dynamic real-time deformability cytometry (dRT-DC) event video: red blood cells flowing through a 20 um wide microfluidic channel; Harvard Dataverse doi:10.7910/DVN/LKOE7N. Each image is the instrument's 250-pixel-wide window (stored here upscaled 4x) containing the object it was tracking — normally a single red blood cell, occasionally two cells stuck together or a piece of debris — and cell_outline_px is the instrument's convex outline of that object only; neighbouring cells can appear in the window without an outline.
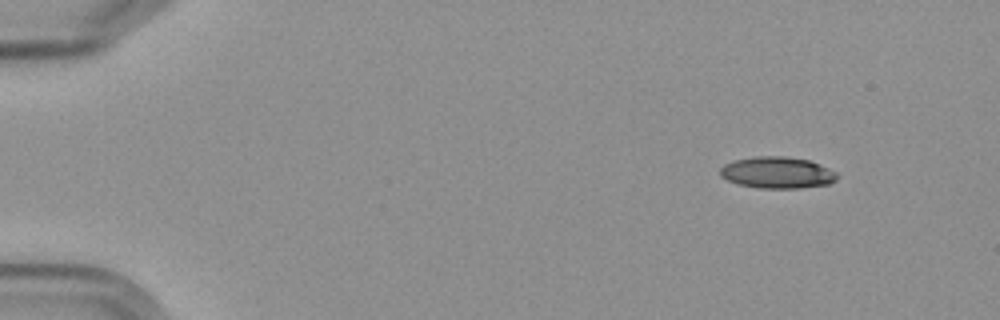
{"species": "Egyptian fruit bat (a non-hibernating species)", "species_latin": "Rousettus aegyptiacus", "temperature_condition": "cold", "stored_images_in_passage": 5, "camera_frame_rate_fps": 3000, "um_per_image_px": 0.085, "frame": {"image": 1, "passage_image": 1, "time_ms": 0.0, "image_size_px": [1000, 320], "cell_outline_px": [[840, 176], [836, 180], [828, 184], [800, 188], [760, 188], [740, 184], [728, 180], [720, 176], [720, 168], [724, 164], [736, 160], [756, 156], [784, 156], [808, 160], [820, 164], [836, 172]], "centroid_in_image_um": [66.09, 14.67], "position_along_channel_um": 18.9, "area_um2": 21.44}}
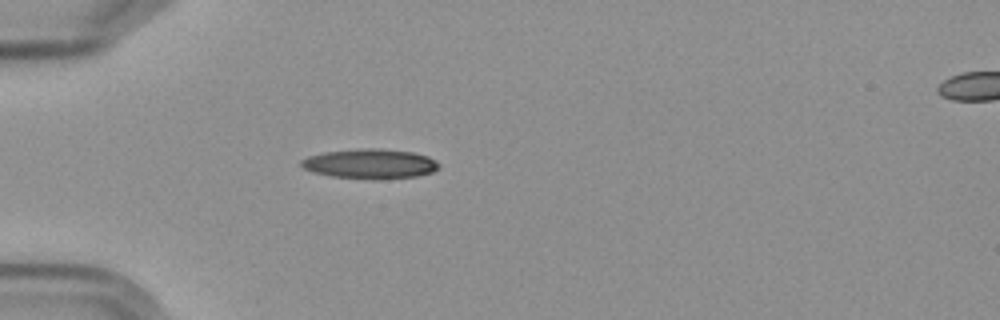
{"frame": {"image": 2, "passage_image": 4, "time_ms": 3.667, "image_size_px": [1000, 320], "cell_outline_px": [[440, 164], [432, 172], [416, 176], [376, 180], [372, 180], [332, 176], [312, 172], [304, 168], [300, 164], [300, 160], [308, 156], [324, 152], [360, 148], [376, 148], [412, 152], [428, 156]], "centroid_in_image_um": [31.43, 13.93], "position_along_channel_um": 53.6, "area_um2": 23.93}}